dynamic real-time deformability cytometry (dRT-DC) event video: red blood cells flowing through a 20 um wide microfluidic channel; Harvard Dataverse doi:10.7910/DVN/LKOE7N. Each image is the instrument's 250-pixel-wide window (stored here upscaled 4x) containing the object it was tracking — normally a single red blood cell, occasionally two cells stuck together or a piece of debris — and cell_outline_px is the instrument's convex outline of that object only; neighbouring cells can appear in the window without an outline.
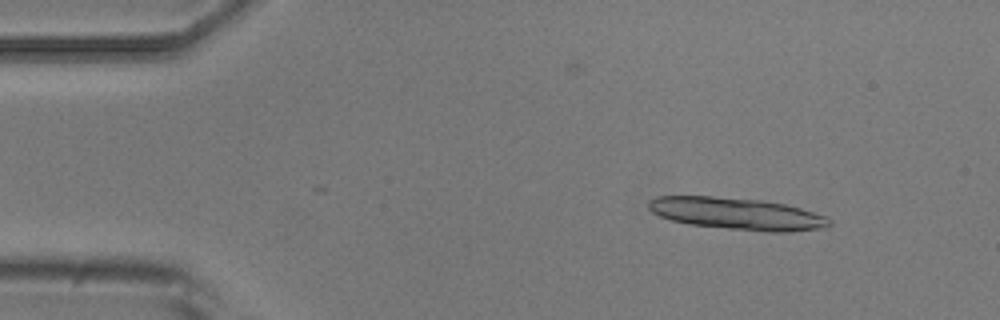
{"species": "common noctule bat (a hibernating species)", "species_latin": "Nyctalus noctula", "temperature_condition": "room temperature", "stored_images_in_passage": 4, "segment_of_instrument_passage": [1, 2], "camera_frame_rate_fps": 3000, "um_per_image_px": 0.085, "animal": {"sex": "male", "body_mass_g": 20.5, "forearm_length_mm": 52.5}, "frame": {"image": 1, "passage_image": 1, "time_ms": 0.0, "image_size_px": [1000, 320], "cell_outline_px": [[832, 224], [824, 228], [788, 232], [768, 232], [688, 224], [672, 220], [660, 216], [652, 212], [648, 208], [648, 200], [656, 196], [712, 196], [760, 200], [784, 204], [800, 208], [824, 216], [832, 220]], "centroid_in_image_um": [62.63, 18.16], "position_along_channel_um": 22.4, "area_um2": 33.58}}